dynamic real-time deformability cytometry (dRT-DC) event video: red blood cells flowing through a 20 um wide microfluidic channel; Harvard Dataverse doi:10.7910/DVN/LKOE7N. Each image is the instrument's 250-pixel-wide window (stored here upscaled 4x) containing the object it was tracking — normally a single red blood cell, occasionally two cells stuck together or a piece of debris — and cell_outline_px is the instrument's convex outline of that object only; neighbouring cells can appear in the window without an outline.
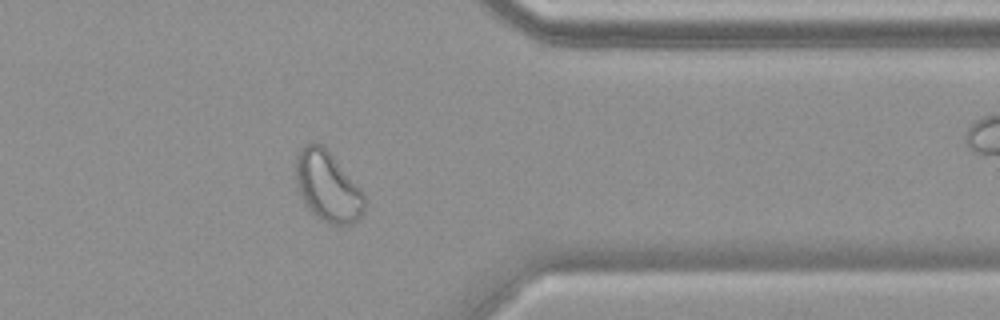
{"species": "common noctule bat (a hibernating species)", "species_latin": "Nyctalus noctula", "temperature_condition": "warm", "stored_images_in_passage": 41, "camera_frame_rate_fps": 3000, "um_per_image_px": 0.085, "animal": {"sex": "female", "body_mass_g": 19.9}, "frame": {"image": 1, "passage_image": 30, "time_ms": 9.667, "image_size_px": [1000, 320], "cell_outline_px": [[364, 208], [360, 216], [352, 224], [332, 224], [316, 216], [304, 204], [296, 188], [296, 156], [312, 140], [320, 144], [332, 156], [360, 188], [364, 196]], "centroid_in_image_um": [27.82, 15.86], "position_along_channel_um": 383.6, "area_um2": 27.51}, "authors_computed_cell_mechanics": {"area_um2": 25.721, "velocity_mm_per_s": 3.718, "shape_relaxation_time_tau1_ms": null, "shape_relaxation_time_tau2_ms": 1.0026, "deformation_change_tau1": null, "deformation_change_tau2": 0.0436}}